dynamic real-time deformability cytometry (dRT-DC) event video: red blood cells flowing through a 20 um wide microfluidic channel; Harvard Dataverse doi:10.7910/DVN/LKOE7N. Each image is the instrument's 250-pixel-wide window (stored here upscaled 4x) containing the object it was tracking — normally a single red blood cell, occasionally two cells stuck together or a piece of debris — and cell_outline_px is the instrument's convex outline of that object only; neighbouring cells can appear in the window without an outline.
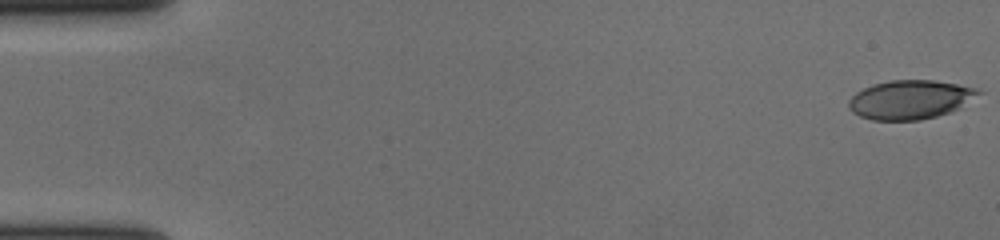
{"species": "human", "species_latin": "Homo sapiens", "temperature_condition": "cold", "stored_images_in_passage": 57, "camera_frame_rate_fps": 3000, "um_per_image_px": 0.085, "donor": {"sex": "female"}, "frame": {"image": 1, "passage_image": 1, "time_ms": 0.0, "image_size_px": [1000, 240], "cell_outline_px": [[980, 92], [956, 108], [948, 112], [936, 116], [920, 120], [872, 120], [860, 116], [852, 112], [848, 104], [848, 100], [856, 92], [872, 84], [892, 80], [932, 80], [956, 84], [972, 88]], "centroid_in_image_um": [77.25, 8.47], "position_along_channel_um": 7.8, "area_um2": 28.73}}
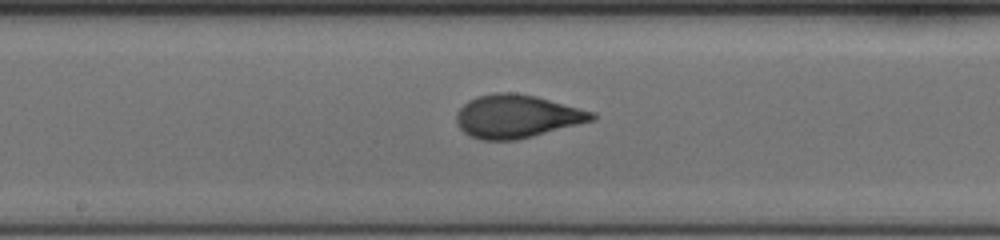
{"frame": {"image": 2, "passage_image": 31, "time_ms": 10.0, "image_size_px": [1000, 240], "cell_outline_px": [[596, 116], [592, 120], [532, 136], [516, 140], [480, 140], [464, 132], [456, 124], [456, 112], [468, 100], [476, 96], [496, 92], [516, 92], [536, 96], [596, 112]], "centroid_in_image_um": [43.89, 9.87], "position_along_channel_um": 204.3, "area_um2": 33.99}}
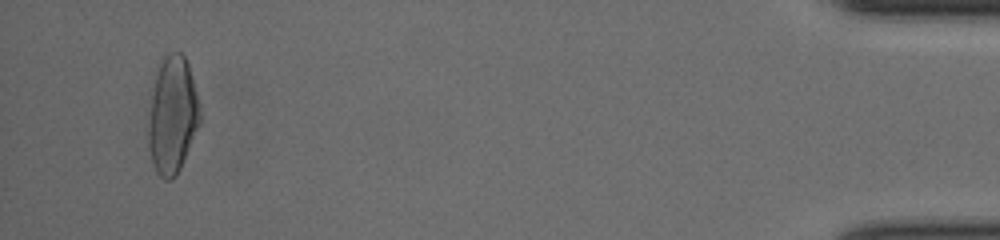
{"frame": {"image": 3, "passage_image": 55, "time_ms": 18.0, "image_size_px": [1000, 240], "cell_outline_px": [[200, 120], [180, 168], [172, 180], [164, 180], [156, 172], [152, 160], [148, 144], [148, 128], [156, 72], [160, 56], [168, 52], [180, 52], [184, 56], [188, 64], [196, 96], [200, 116]], "centroid_in_image_um": [14.63, 9.76], "position_along_channel_um": 420.6, "area_um2": 34.39}, "authors_computed_cell_mechanics": {"area_um2": 32.657, "velocity_mm_per_s": 3.6906, "shape_relaxation_time_tau1_ms": 5.4755, "shape_relaxation_time_tau2_ms": 0.759, "deformation_change_tau1": 0.1958, "deformation_change_tau2": 0.0641}}